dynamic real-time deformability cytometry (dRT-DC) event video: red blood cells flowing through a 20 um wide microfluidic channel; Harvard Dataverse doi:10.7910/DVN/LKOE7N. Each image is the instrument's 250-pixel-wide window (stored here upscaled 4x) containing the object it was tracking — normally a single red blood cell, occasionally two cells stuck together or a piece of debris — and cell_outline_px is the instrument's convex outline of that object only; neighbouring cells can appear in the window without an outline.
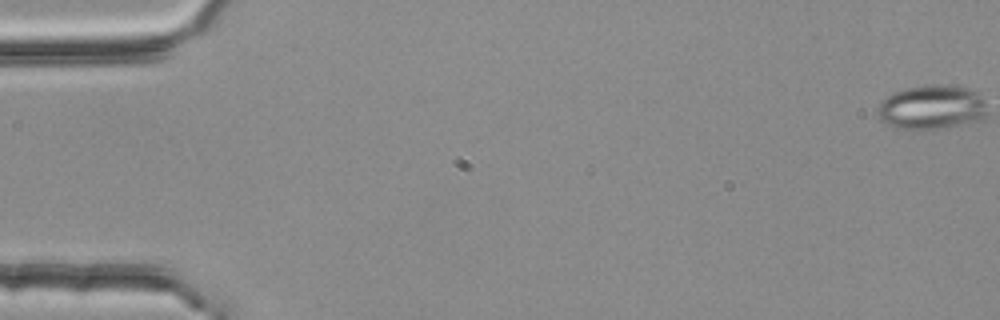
{"species": "common noctule bat (a hibernating species)", "species_latin": "Nyctalus noctula", "temperature_condition": "room temperature", "stored_images_in_passage": 1, "camera_frame_rate_fps": 3000, "um_per_image_px": 0.085, "animal": {"sex": "female", "body_mass_g": 25.1}, "frame": {"image": 1, "passage_image": 1, "time_ms": 0.0, "image_size_px": [1000, 320], "cell_outline_px": [[984, 120], [936, 128], [896, 128], [880, 120], [876, 112], [880, 104], [892, 92], [904, 88], [932, 84], [940, 84], [968, 88], [976, 92], [984, 104]], "centroid_in_image_um": [79.15, 9.1], "position_along_channel_um": 5.8, "area_um2": 27.74}}